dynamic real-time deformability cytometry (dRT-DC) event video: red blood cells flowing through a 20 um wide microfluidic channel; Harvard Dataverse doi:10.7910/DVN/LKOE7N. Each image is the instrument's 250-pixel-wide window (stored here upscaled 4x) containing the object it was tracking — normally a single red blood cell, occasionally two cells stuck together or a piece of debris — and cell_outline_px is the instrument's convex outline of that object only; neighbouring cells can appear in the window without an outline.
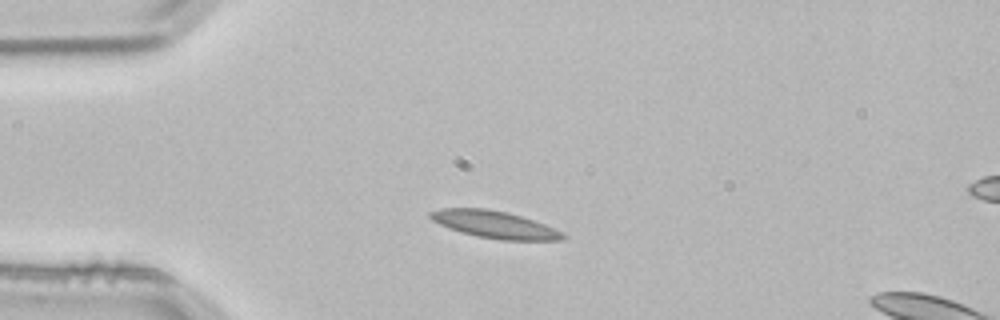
{"species": "common noctule bat (a hibernating species)", "species_latin": "Nyctalus noctula", "temperature_condition": "room temperature", "stored_images_in_passage": 2, "camera_frame_rate_fps": 3000, "um_per_image_px": 0.085, "animal": {"sex": "male", "body_mass_g": 21.5, "forearm_length_mm": 52.0}, "frame": {"image": 1, "passage_image": 1, "time_ms": 0.0, "image_size_px": [1000, 320], "cell_outline_px": [[568, 236], [564, 240], [500, 240], [476, 236], [460, 232], [448, 228], [432, 220], [428, 216], [428, 212], [440, 208], [488, 208], [508, 212], [544, 224]], "centroid_in_image_um": [41.99, 19.08], "position_along_channel_um": 43.0, "area_um2": 21.04}}